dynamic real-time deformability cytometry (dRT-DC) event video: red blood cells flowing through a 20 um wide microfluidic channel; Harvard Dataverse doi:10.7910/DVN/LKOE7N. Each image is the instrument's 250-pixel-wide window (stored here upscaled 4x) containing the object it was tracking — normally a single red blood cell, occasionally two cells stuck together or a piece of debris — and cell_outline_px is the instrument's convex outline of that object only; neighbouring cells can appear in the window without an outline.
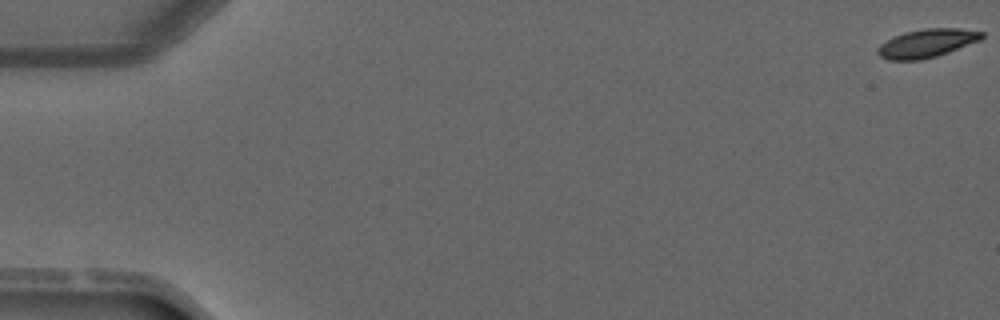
{"species": "common noctule bat (a hibernating species)", "species_latin": "Nyctalus noctula", "temperature_condition": "warm", "stored_images_in_passage": 5, "camera_frame_rate_fps": 3000, "um_per_image_px": 0.085, "animal": {"sex": "male", "forearm_length_mm": 52.5}, "frame": {"image": 1, "passage_image": 1, "time_ms": 0.0, "image_size_px": [1000, 320], "cell_outline_px": [[984, 36], [980, 40], [948, 52], [936, 56], [920, 60], [888, 60], [880, 56], [876, 52], [876, 48], [880, 44], [904, 32], [924, 28], [960, 28], [984, 32]], "centroid_in_image_um": [78.77, 3.67], "position_along_channel_um": 6.2, "area_um2": 17.17}}